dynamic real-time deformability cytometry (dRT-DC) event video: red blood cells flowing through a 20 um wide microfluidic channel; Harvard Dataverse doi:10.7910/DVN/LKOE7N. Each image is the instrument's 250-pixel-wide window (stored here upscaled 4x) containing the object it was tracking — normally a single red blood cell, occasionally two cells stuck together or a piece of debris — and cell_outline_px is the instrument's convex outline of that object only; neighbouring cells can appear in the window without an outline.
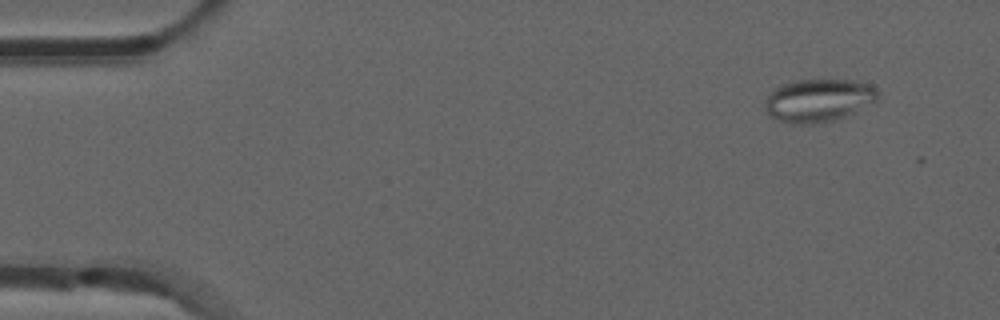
{"species": "common noctule bat (a hibernating species)", "species_latin": "Nyctalus noctula", "temperature_condition": "room temperature", "stored_images_in_passage": 3, "camera_frame_rate_fps": 3000, "um_per_image_px": 0.085, "animal": {"sex": "male", "forearm_length_mm": 52.5}, "frame": {"image": 1, "passage_image": 2, "time_ms": 0.333, "image_size_px": [1000, 320], "cell_outline_px": [[876, 100], [836, 120], [812, 124], [792, 124], [776, 120], [768, 116], [764, 112], [764, 100], [780, 84], [796, 80], [852, 80], [872, 84], [876, 92]], "centroid_in_image_um": [69.47, 8.54], "position_along_channel_um": 15.5, "area_um2": 28.21}}